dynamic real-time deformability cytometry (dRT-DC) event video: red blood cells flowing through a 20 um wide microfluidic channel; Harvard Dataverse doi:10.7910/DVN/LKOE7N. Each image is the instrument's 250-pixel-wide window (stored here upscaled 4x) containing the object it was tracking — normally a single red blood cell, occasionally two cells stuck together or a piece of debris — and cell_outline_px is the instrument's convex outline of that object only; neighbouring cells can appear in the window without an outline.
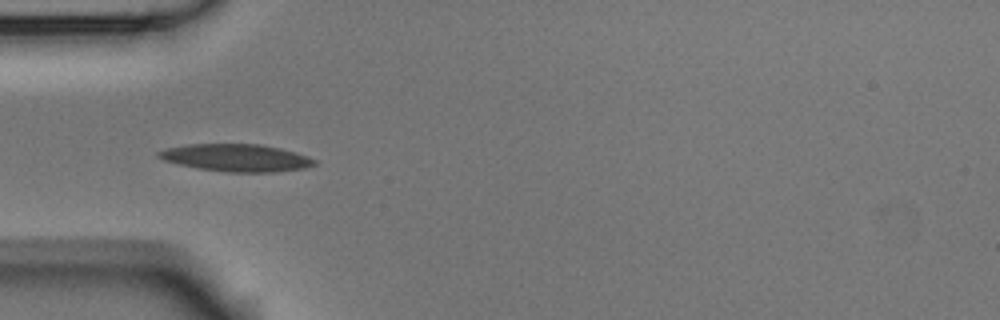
{"species": "Egyptian fruit bat (a non-hibernating species)", "species_latin": "Rousettus aegyptiacus", "temperature_condition": "room temperature", "stored_images_in_passage": 3, "camera_frame_rate_fps": 3000, "um_per_image_px": 0.085, "animal": {"sex": "male"}, "frame": {"image": 1, "passage_image": 2, "time_ms": 0.333, "image_size_px": [1000, 320], "cell_outline_px": [[316, 164], [304, 168], [276, 172], [228, 172], [196, 168], [164, 160], [156, 156], [156, 152], [168, 148], [188, 144], [260, 144], [280, 148], [296, 152], [316, 160]], "centroid_in_image_um": [20.08, 13.41], "position_along_channel_um": 64.9, "area_um2": 24.8}}
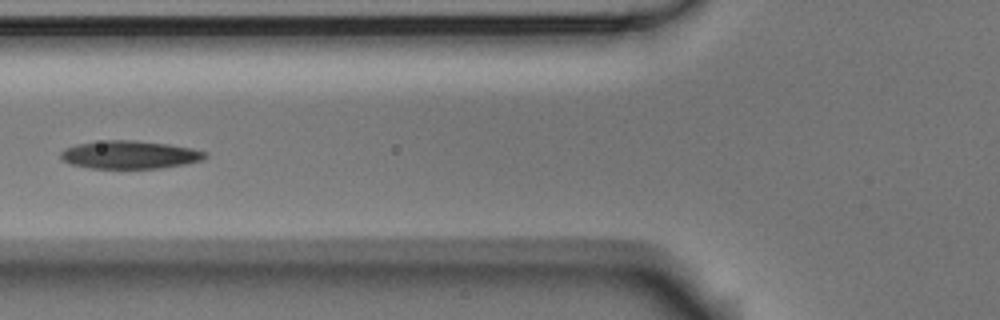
{"frame": {"image": 2, "passage_image": 3, "time_ms": 0.667, "image_size_px": [1000, 320], "cell_outline_px": [[208, 156], [204, 160], [184, 164], [160, 168], [88, 168], [72, 164], [60, 160], [60, 152], [64, 148], [76, 144], [108, 140], [132, 140], [168, 144], [192, 148], [208, 152]], "centroid_in_image_um": [11.03, 13.15], "position_along_channel_um": 114.8, "area_um2": 23.7}}